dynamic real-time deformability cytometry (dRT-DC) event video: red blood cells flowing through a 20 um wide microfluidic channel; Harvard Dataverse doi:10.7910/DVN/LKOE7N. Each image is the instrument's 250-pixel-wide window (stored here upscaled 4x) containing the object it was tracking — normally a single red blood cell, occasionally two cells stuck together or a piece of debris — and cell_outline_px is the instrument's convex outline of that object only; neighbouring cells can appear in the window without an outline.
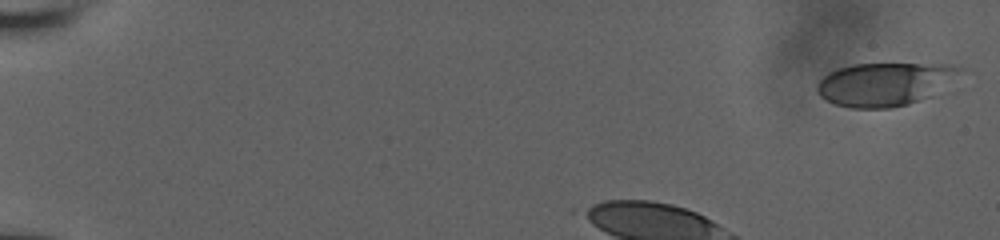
{"species": "human", "species_latin": "Homo sapiens", "temperature_condition": "room temperature", "stored_images_in_passage": 7, "camera_frame_rate_fps": 3000, "um_per_image_px": 0.085, "donor": {"sex": "male"}, "frame": {"image": 1, "passage_image": 1, "time_ms": 0.0, "image_size_px": [1000, 240], "cell_outline_px": [[964, 68], [928, 96], [908, 104], [892, 108], [852, 108], [836, 104], [820, 96], [816, 92], [816, 84], [828, 72], [852, 64], [948, 64]], "centroid_in_image_um": [75.09, 7.14], "position_along_channel_um": 9.9, "area_um2": 35.2}}
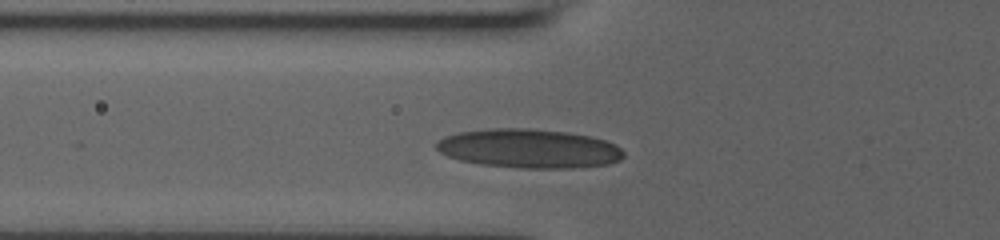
{"frame": {"image": 2, "passage_image": 6, "time_ms": 4.0, "image_size_px": [1000, 240], "cell_outline_px": [[624, 156], [620, 160], [608, 164], [576, 168], [520, 168], [480, 164], [460, 160], [448, 156], [440, 152], [436, 148], [436, 144], [444, 136], [460, 132], [492, 128], [528, 128], [568, 132], [588, 136], [604, 140], [616, 144], [624, 152]], "centroid_in_image_um": [44.98, 12.63], "position_along_channel_um": 80.8, "area_um2": 42.6}}